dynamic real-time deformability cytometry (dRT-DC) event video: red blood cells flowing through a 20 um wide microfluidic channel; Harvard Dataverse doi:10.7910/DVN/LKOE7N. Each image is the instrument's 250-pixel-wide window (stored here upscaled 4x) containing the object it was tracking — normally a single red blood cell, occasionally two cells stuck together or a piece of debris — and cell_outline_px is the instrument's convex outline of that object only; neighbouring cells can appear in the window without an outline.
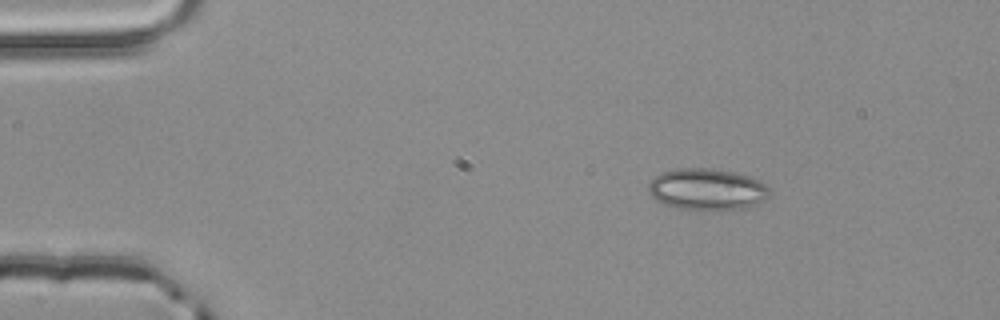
{"species": "common noctule bat (a hibernating species)", "species_latin": "Nyctalus noctula", "temperature_condition": "room temperature", "stored_images_in_passage": 3, "camera_frame_rate_fps": 3000, "um_per_image_px": 0.085, "animal": {"sex": "male", "body_mass_g": 20.4}, "frame": {"image": 1, "passage_image": 1, "time_ms": 0.0, "image_size_px": [1000, 320], "cell_outline_px": [[772, 192], [760, 204], [744, 208], [720, 212], [708, 212], [676, 208], [664, 204], [656, 200], [648, 192], [648, 184], [660, 172], [676, 168], [712, 168], [736, 172], [760, 180]], "centroid_in_image_um": [60.12, 16.12], "position_along_channel_um": 24.9, "area_um2": 30.29}}